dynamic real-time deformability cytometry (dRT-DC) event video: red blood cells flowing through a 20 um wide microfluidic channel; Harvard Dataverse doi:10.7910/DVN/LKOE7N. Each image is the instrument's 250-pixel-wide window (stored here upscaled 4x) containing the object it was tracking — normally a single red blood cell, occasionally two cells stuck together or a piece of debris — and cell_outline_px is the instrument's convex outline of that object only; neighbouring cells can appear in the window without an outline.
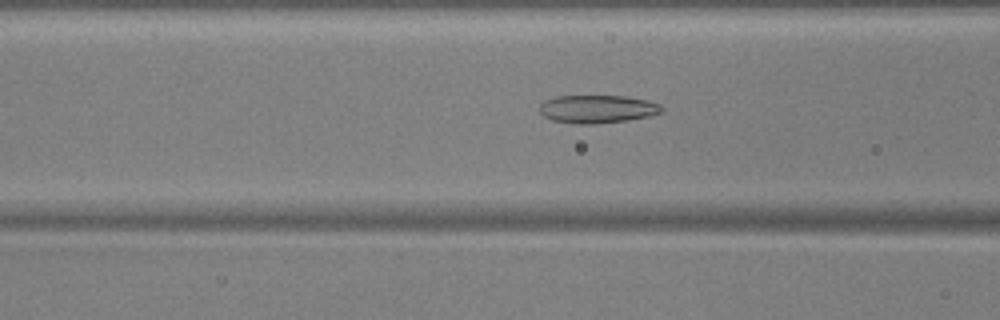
{"species": "common noctule bat (a hibernating species)", "species_latin": "Nyctalus noctula", "temperature_condition": "warm", "stored_images_in_passage": 54, "camera_frame_rate_fps": 3000, "um_per_image_px": 0.085, "animal": {"sex": "male", "body_mass_g": 17.9, "forearm_length_mm": 54.2}, "frame": {"image": 1, "passage_image": 22, "time_ms": 7.0, "image_size_px": [1000, 320], "cell_outline_px": [[664, 108], [660, 112], [648, 116], [628, 120], [596, 124], [580, 124], [552, 120], [544, 116], [540, 112], [540, 104], [544, 100], [556, 96], [624, 96], [648, 100], [660, 104]], "centroid_in_image_um": [50.77, 9.26], "position_along_channel_um": 115.8, "area_um2": 19.94}}
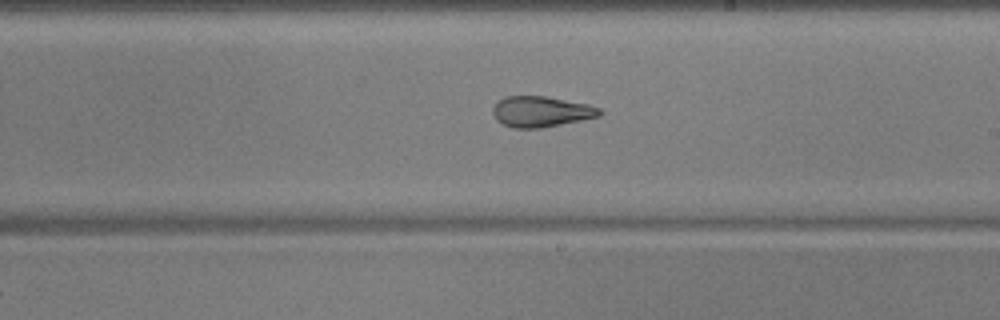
{"frame": {"image": 2, "passage_image": 32, "time_ms": 10.333, "image_size_px": [1000, 320], "cell_outline_px": [[604, 112], [600, 116], [584, 120], [540, 128], [512, 128], [496, 120], [492, 112], [492, 108], [504, 96], [548, 96], [588, 104], [600, 108]], "centroid_in_image_um": [46.03, 9.48], "position_along_channel_um": 243.0, "area_um2": 19.31}}
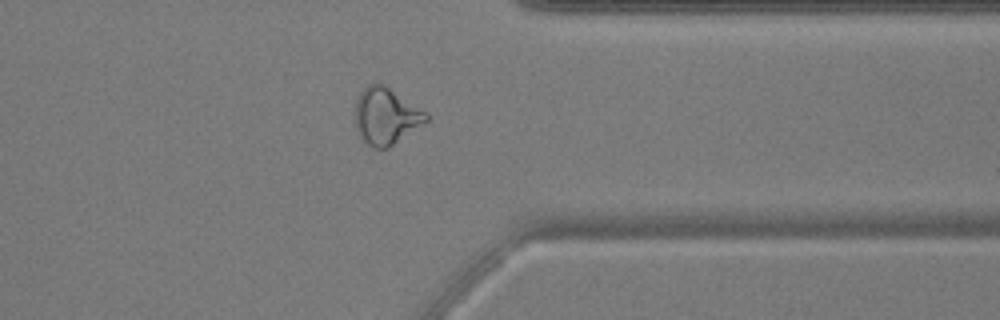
{"frame": {"image": 3, "passage_image": 43, "time_ms": 14.0, "image_size_px": [1000, 320], "cell_outline_px": [[428, 120], [424, 124], [388, 148], [372, 148], [360, 136], [356, 128], [356, 100], [360, 92], [368, 84], [384, 84], [428, 112]], "centroid_in_image_um": [32.83, 9.87], "position_along_channel_um": 378.6, "area_um2": 23.41}, "authors_computed_cell_mechanics": {"area_um2": 22.1374, "velocity_mm_per_s": 3.8083, "shape_relaxation_time_tau1_ms": null, "shape_relaxation_time_tau2_ms": 2.2973, "deformation_change_tau1": null, "deformation_change_tau2": 0.1021}}